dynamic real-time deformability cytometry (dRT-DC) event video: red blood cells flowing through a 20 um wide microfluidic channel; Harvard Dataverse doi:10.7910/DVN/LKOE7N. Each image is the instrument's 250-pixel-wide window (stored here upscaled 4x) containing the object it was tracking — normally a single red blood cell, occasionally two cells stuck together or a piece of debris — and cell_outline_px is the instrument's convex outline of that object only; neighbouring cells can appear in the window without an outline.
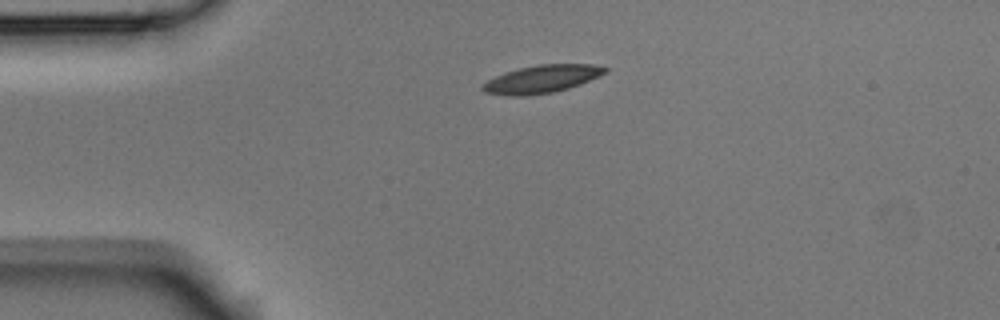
{"species": "Egyptian fruit bat (a non-hibernating species)", "species_latin": "Rousettus aegyptiacus", "temperature_condition": "room temperature", "stored_images_in_passage": 2, "camera_frame_rate_fps": 3000, "um_per_image_px": 0.085, "animal": {"sex": "male"}, "frame": {"image": 1, "passage_image": 1, "time_ms": 0.0, "image_size_px": [1000, 320], "cell_outline_px": [[608, 72], [580, 84], [568, 88], [552, 92], [524, 96], [508, 96], [484, 92], [480, 88], [480, 84], [504, 72], [536, 64], [592, 64], [608, 68]], "centroid_in_image_um": [46.02, 6.72], "position_along_channel_um": 39.0, "area_um2": 19.88}}